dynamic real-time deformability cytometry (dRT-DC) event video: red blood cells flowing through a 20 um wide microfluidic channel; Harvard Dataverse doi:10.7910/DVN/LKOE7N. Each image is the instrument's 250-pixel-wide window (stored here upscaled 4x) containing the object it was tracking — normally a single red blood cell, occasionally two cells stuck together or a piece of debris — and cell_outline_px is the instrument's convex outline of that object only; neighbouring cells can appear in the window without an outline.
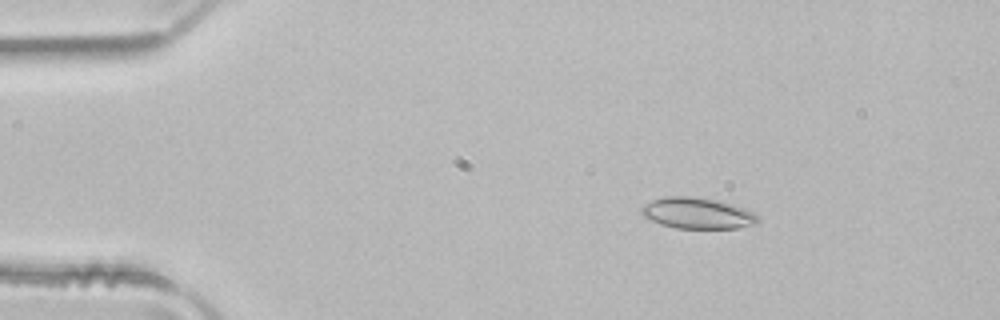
{"species": "common noctule bat (a hibernating species)", "species_latin": "Nyctalus noctula", "temperature_condition": "room temperature", "stored_images_in_passage": 50, "camera_frame_rate_fps": 3000, "um_per_image_px": 0.085, "animal": {"sex": "male", "body_mass_g": 21.5, "forearm_length_mm": 52.0}, "frame": {"image": 1, "passage_image": 8, "time_ms": 2.333, "image_size_px": [1000, 320], "cell_outline_px": [[760, 224], [740, 228], [676, 228], [660, 224], [644, 216], [640, 212], [640, 208], [644, 204], [652, 200], [664, 196], [692, 196], [716, 200], [732, 204], [744, 208], [752, 212], [760, 220]], "centroid_in_image_um": [59.29, 18.12], "position_along_channel_um": 25.7, "area_um2": 21.21}}
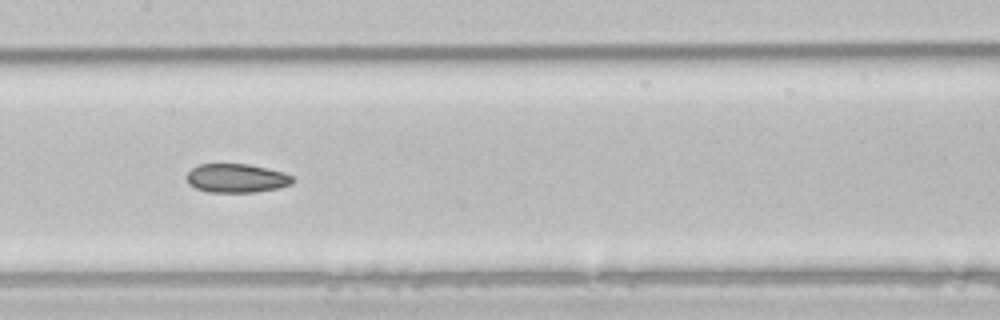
{"frame": {"image": 2, "passage_image": 25, "time_ms": 8.0, "image_size_px": [1000, 320], "cell_outline_px": [[296, 180], [292, 184], [280, 188], [256, 192], [208, 192], [196, 188], [188, 184], [188, 172], [192, 168], [200, 164], [248, 164], [268, 168], [284, 172], [292, 176]], "centroid_in_image_um": [20.16, 15.15], "position_along_channel_um": 187.2, "area_um2": 17.92}}
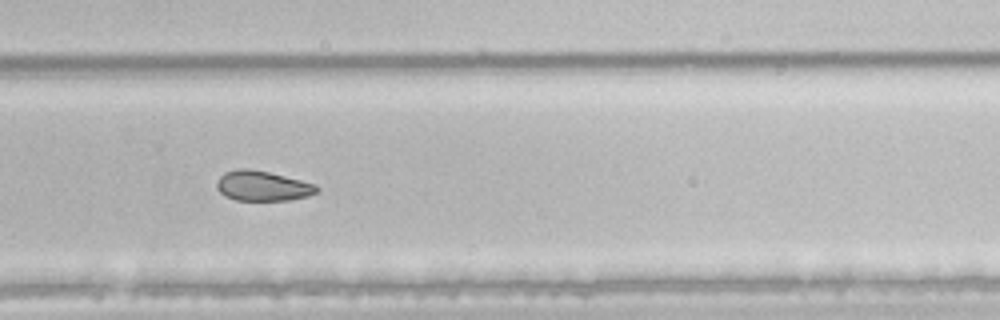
{"frame": {"image": 3, "passage_image": 34, "time_ms": 11.0, "image_size_px": [1000, 320], "cell_outline_px": [[320, 188], [316, 192], [308, 196], [288, 200], [236, 200], [224, 196], [216, 188], [216, 180], [224, 172], [236, 168], [248, 168], [268, 172], [316, 184]], "centroid_in_image_um": [22.27, 15.8], "position_along_channel_um": 307.5, "area_um2": 17.57}, "authors_computed_cell_mechanics": {"area_um2": 20.3167, "velocity_mm_per_s": 4.0253, "shape_relaxation_time_tau1_ms": null, "shape_relaxation_time_tau2_ms": 3.7363, "deformation_change_tau1": null, "deformation_change_tau2": 0.0755}}